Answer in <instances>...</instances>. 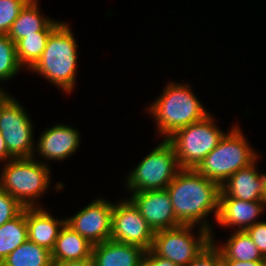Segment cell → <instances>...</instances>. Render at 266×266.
<instances>
[{"instance_id": "obj_1", "label": "cell", "mask_w": 266, "mask_h": 266, "mask_svg": "<svg viewBox=\"0 0 266 266\" xmlns=\"http://www.w3.org/2000/svg\"><path fill=\"white\" fill-rule=\"evenodd\" d=\"M166 189L177 220L182 225H201L213 238L212 227L205 219L213 211L217 218L221 186L195 169H181Z\"/></svg>"}, {"instance_id": "obj_2", "label": "cell", "mask_w": 266, "mask_h": 266, "mask_svg": "<svg viewBox=\"0 0 266 266\" xmlns=\"http://www.w3.org/2000/svg\"><path fill=\"white\" fill-rule=\"evenodd\" d=\"M189 86L170 82L147 108L157 123L158 133L165 136L164 139L209 115Z\"/></svg>"}, {"instance_id": "obj_3", "label": "cell", "mask_w": 266, "mask_h": 266, "mask_svg": "<svg viewBox=\"0 0 266 266\" xmlns=\"http://www.w3.org/2000/svg\"><path fill=\"white\" fill-rule=\"evenodd\" d=\"M70 26L62 22L49 36L41 58L30 69L53 85L71 93L75 86L78 45Z\"/></svg>"}, {"instance_id": "obj_4", "label": "cell", "mask_w": 266, "mask_h": 266, "mask_svg": "<svg viewBox=\"0 0 266 266\" xmlns=\"http://www.w3.org/2000/svg\"><path fill=\"white\" fill-rule=\"evenodd\" d=\"M231 128L195 168L199 174L220 186L238 170L248 167L259 158L240 127L235 125Z\"/></svg>"}, {"instance_id": "obj_5", "label": "cell", "mask_w": 266, "mask_h": 266, "mask_svg": "<svg viewBox=\"0 0 266 266\" xmlns=\"http://www.w3.org/2000/svg\"><path fill=\"white\" fill-rule=\"evenodd\" d=\"M47 164L34 157L13 158L4 163L0 187L25 208L41 207L37 200L50 186L51 173Z\"/></svg>"}, {"instance_id": "obj_6", "label": "cell", "mask_w": 266, "mask_h": 266, "mask_svg": "<svg viewBox=\"0 0 266 266\" xmlns=\"http://www.w3.org/2000/svg\"><path fill=\"white\" fill-rule=\"evenodd\" d=\"M137 165L126 178L129 192L166 189L181 170L174 147L167 139Z\"/></svg>"}, {"instance_id": "obj_7", "label": "cell", "mask_w": 266, "mask_h": 266, "mask_svg": "<svg viewBox=\"0 0 266 266\" xmlns=\"http://www.w3.org/2000/svg\"><path fill=\"white\" fill-rule=\"evenodd\" d=\"M213 121L209 114L177 130L167 139L174 147L181 169H195L226 134Z\"/></svg>"}, {"instance_id": "obj_8", "label": "cell", "mask_w": 266, "mask_h": 266, "mask_svg": "<svg viewBox=\"0 0 266 266\" xmlns=\"http://www.w3.org/2000/svg\"><path fill=\"white\" fill-rule=\"evenodd\" d=\"M195 225H180L156 231L152 250L178 266L189 265L212 241L211 232L202 228L197 238L192 234Z\"/></svg>"}, {"instance_id": "obj_9", "label": "cell", "mask_w": 266, "mask_h": 266, "mask_svg": "<svg viewBox=\"0 0 266 266\" xmlns=\"http://www.w3.org/2000/svg\"><path fill=\"white\" fill-rule=\"evenodd\" d=\"M33 129L32 121L24 107L8 95L0 104V133L8 152L14 158L35 157Z\"/></svg>"}, {"instance_id": "obj_10", "label": "cell", "mask_w": 266, "mask_h": 266, "mask_svg": "<svg viewBox=\"0 0 266 266\" xmlns=\"http://www.w3.org/2000/svg\"><path fill=\"white\" fill-rule=\"evenodd\" d=\"M154 234L155 232L130 199L114 203L110 240L137 245L148 251L152 248Z\"/></svg>"}, {"instance_id": "obj_11", "label": "cell", "mask_w": 266, "mask_h": 266, "mask_svg": "<svg viewBox=\"0 0 266 266\" xmlns=\"http://www.w3.org/2000/svg\"><path fill=\"white\" fill-rule=\"evenodd\" d=\"M114 204L105 199H95L79 212L66 218V224L92 245L111 238Z\"/></svg>"}, {"instance_id": "obj_12", "label": "cell", "mask_w": 266, "mask_h": 266, "mask_svg": "<svg viewBox=\"0 0 266 266\" xmlns=\"http://www.w3.org/2000/svg\"><path fill=\"white\" fill-rule=\"evenodd\" d=\"M129 199L154 232L182 225L174 214L167 189L133 192Z\"/></svg>"}, {"instance_id": "obj_13", "label": "cell", "mask_w": 266, "mask_h": 266, "mask_svg": "<svg viewBox=\"0 0 266 266\" xmlns=\"http://www.w3.org/2000/svg\"><path fill=\"white\" fill-rule=\"evenodd\" d=\"M45 130L40 135L34 151L45 161L64 160L78 150L81 139L77 129L62 123Z\"/></svg>"}, {"instance_id": "obj_14", "label": "cell", "mask_w": 266, "mask_h": 266, "mask_svg": "<svg viewBox=\"0 0 266 266\" xmlns=\"http://www.w3.org/2000/svg\"><path fill=\"white\" fill-rule=\"evenodd\" d=\"M263 201H245L232 197H219V211L216 222L222 227L237 226L238 231H245L258 221V216L265 210ZM256 220V221H255Z\"/></svg>"}, {"instance_id": "obj_15", "label": "cell", "mask_w": 266, "mask_h": 266, "mask_svg": "<svg viewBox=\"0 0 266 266\" xmlns=\"http://www.w3.org/2000/svg\"><path fill=\"white\" fill-rule=\"evenodd\" d=\"M255 164L256 161L230 176L221 186L220 197L263 201L265 175L259 174Z\"/></svg>"}, {"instance_id": "obj_16", "label": "cell", "mask_w": 266, "mask_h": 266, "mask_svg": "<svg viewBox=\"0 0 266 266\" xmlns=\"http://www.w3.org/2000/svg\"><path fill=\"white\" fill-rule=\"evenodd\" d=\"M145 250L137 245L107 240L93 245V266H142Z\"/></svg>"}, {"instance_id": "obj_17", "label": "cell", "mask_w": 266, "mask_h": 266, "mask_svg": "<svg viewBox=\"0 0 266 266\" xmlns=\"http://www.w3.org/2000/svg\"><path fill=\"white\" fill-rule=\"evenodd\" d=\"M66 220L56 219L43 207L26 208L28 240L35 244L54 249L56 239Z\"/></svg>"}, {"instance_id": "obj_18", "label": "cell", "mask_w": 266, "mask_h": 266, "mask_svg": "<svg viewBox=\"0 0 266 266\" xmlns=\"http://www.w3.org/2000/svg\"><path fill=\"white\" fill-rule=\"evenodd\" d=\"M38 5V0H29L13 22L7 35L15 44L27 35L54 31L62 23L41 15Z\"/></svg>"}, {"instance_id": "obj_19", "label": "cell", "mask_w": 266, "mask_h": 266, "mask_svg": "<svg viewBox=\"0 0 266 266\" xmlns=\"http://www.w3.org/2000/svg\"><path fill=\"white\" fill-rule=\"evenodd\" d=\"M93 245L66 223L61 228L54 249L51 251L52 262L92 259Z\"/></svg>"}, {"instance_id": "obj_20", "label": "cell", "mask_w": 266, "mask_h": 266, "mask_svg": "<svg viewBox=\"0 0 266 266\" xmlns=\"http://www.w3.org/2000/svg\"><path fill=\"white\" fill-rule=\"evenodd\" d=\"M220 250L222 260L266 261L246 231H236L223 244Z\"/></svg>"}, {"instance_id": "obj_21", "label": "cell", "mask_w": 266, "mask_h": 266, "mask_svg": "<svg viewBox=\"0 0 266 266\" xmlns=\"http://www.w3.org/2000/svg\"><path fill=\"white\" fill-rule=\"evenodd\" d=\"M51 251L30 240L11 252L0 266H52Z\"/></svg>"}, {"instance_id": "obj_22", "label": "cell", "mask_w": 266, "mask_h": 266, "mask_svg": "<svg viewBox=\"0 0 266 266\" xmlns=\"http://www.w3.org/2000/svg\"><path fill=\"white\" fill-rule=\"evenodd\" d=\"M27 240L26 208H24L17 217L0 226V264Z\"/></svg>"}, {"instance_id": "obj_23", "label": "cell", "mask_w": 266, "mask_h": 266, "mask_svg": "<svg viewBox=\"0 0 266 266\" xmlns=\"http://www.w3.org/2000/svg\"><path fill=\"white\" fill-rule=\"evenodd\" d=\"M53 31H40L37 35H27L16 44V54L19 64L29 70L41 58L48 38Z\"/></svg>"}, {"instance_id": "obj_24", "label": "cell", "mask_w": 266, "mask_h": 266, "mask_svg": "<svg viewBox=\"0 0 266 266\" xmlns=\"http://www.w3.org/2000/svg\"><path fill=\"white\" fill-rule=\"evenodd\" d=\"M21 70L15 43L7 34H0V81L12 79Z\"/></svg>"}, {"instance_id": "obj_25", "label": "cell", "mask_w": 266, "mask_h": 266, "mask_svg": "<svg viewBox=\"0 0 266 266\" xmlns=\"http://www.w3.org/2000/svg\"><path fill=\"white\" fill-rule=\"evenodd\" d=\"M29 0H0V34H7Z\"/></svg>"}, {"instance_id": "obj_26", "label": "cell", "mask_w": 266, "mask_h": 266, "mask_svg": "<svg viewBox=\"0 0 266 266\" xmlns=\"http://www.w3.org/2000/svg\"><path fill=\"white\" fill-rule=\"evenodd\" d=\"M24 208L13 196L0 187V226L17 217Z\"/></svg>"}, {"instance_id": "obj_27", "label": "cell", "mask_w": 266, "mask_h": 266, "mask_svg": "<svg viewBox=\"0 0 266 266\" xmlns=\"http://www.w3.org/2000/svg\"><path fill=\"white\" fill-rule=\"evenodd\" d=\"M215 240L205 247V249L187 266H222V256L216 247Z\"/></svg>"}, {"instance_id": "obj_28", "label": "cell", "mask_w": 266, "mask_h": 266, "mask_svg": "<svg viewBox=\"0 0 266 266\" xmlns=\"http://www.w3.org/2000/svg\"><path fill=\"white\" fill-rule=\"evenodd\" d=\"M266 259V222L258 221L245 230Z\"/></svg>"}, {"instance_id": "obj_29", "label": "cell", "mask_w": 266, "mask_h": 266, "mask_svg": "<svg viewBox=\"0 0 266 266\" xmlns=\"http://www.w3.org/2000/svg\"><path fill=\"white\" fill-rule=\"evenodd\" d=\"M142 266H178L169 259L158 256L152 249L145 252Z\"/></svg>"}, {"instance_id": "obj_30", "label": "cell", "mask_w": 266, "mask_h": 266, "mask_svg": "<svg viewBox=\"0 0 266 266\" xmlns=\"http://www.w3.org/2000/svg\"><path fill=\"white\" fill-rule=\"evenodd\" d=\"M222 266H266V261L222 260Z\"/></svg>"}, {"instance_id": "obj_31", "label": "cell", "mask_w": 266, "mask_h": 266, "mask_svg": "<svg viewBox=\"0 0 266 266\" xmlns=\"http://www.w3.org/2000/svg\"><path fill=\"white\" fill-rule=\"evenodd\" d=\"M52 266H93L92 259L53 262Z\"/></svg>"}, {"instance_id": "obj_32", "label": "cell", "mask_w": 266, "mask_h": 266, "mask_svg": "<svg viewBox=\"0 0 266 266\" xmlns=\"http://www.w3.org/2000/svg\"><path fill=\"white\" fill-rule=\"evenodd\" d=\"M13 158L14 157L8 152L5 140L3 139L0 133V161H5L7 163L9 160Z\"/></svg>"}, {"instance_id": "obj_33", "label": "cell", "mask_w": 266, "mask_h": 266, "mask_svg": "<svg viewBox=\"0 0 266 266\" xmlns=\"http://www.w3.org/2000/svg\"><path fill=\"white\" fill-rule=\"evenodd\" d=\"M9 94L4 91L3 88H0V104L4 101V99L8 96Z\"/></svg>"}, {"instance_id": "obj_34", "label": "cell", "mask_w": 266, "mask_h": 266, "mask_svg": "<svg viewBox=\"0 0 266 266\" xmlns=\"http://www.w3.org/2000/svg\"><path fill=\"white\" fill-rule=\"evenodd\" d=\"M265 175V188H264V194H263V202L266 205V174Z\"/></svg>"}]
</instances>
